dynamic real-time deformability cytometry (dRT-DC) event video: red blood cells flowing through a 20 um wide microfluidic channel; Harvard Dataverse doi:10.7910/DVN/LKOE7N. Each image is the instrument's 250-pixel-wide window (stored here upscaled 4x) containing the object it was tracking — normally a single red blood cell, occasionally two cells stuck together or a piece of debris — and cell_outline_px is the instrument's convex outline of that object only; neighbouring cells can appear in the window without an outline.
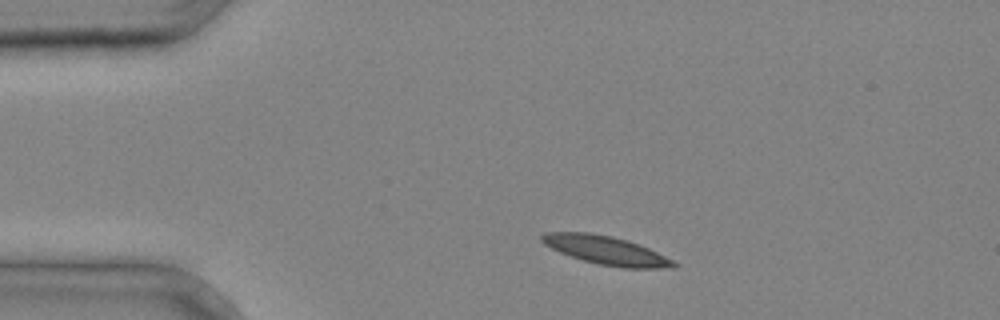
{"species": "common noctule bat (a hibernating species)", "species_latin": "Nyctalus noctula", "temperature_condition": "cold", "stored_images_in_passage": 4, "camera_frame_rate_fps": 3000, "um_per_image_px": 0.085, "animal": {"sex": "male", "body_mass_g": 20.4}, "frame": {"image": 1, "passage_image": 4, "time_ms": 1.0, "image_size_px": [1000, 320], "cell_outline_px": [[680, 264], [676, 268], [624, 268], [600, 264], [584, 260], [560, 252], [544, 244], [540, 240], [540, 236], [544, 232], [588, 232], [612, 236], [628, 240], [648, 248]], "centroid_in_image_um": [51.52, 21.27], "position_along_channel_um": 33.5, "area_um2": 21.79}}